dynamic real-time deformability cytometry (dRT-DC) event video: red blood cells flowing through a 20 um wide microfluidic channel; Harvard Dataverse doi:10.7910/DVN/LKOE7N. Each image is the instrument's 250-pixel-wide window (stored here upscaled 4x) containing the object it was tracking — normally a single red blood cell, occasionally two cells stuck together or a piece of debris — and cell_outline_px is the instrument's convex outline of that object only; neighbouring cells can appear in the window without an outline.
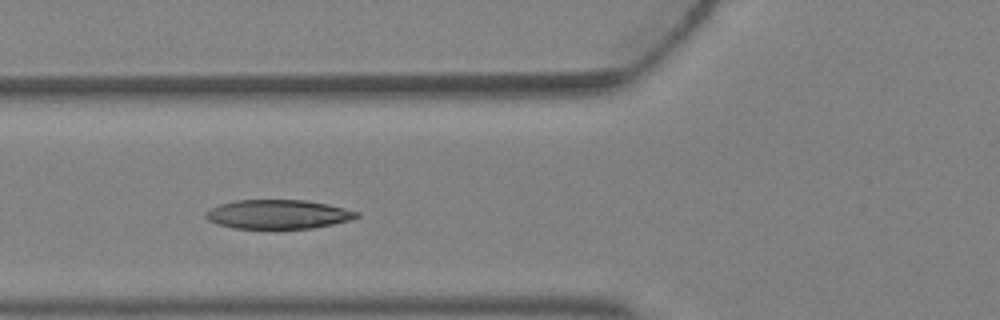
{"species": "Egyptian fruit bat (a non-hibernating species)", "species_latin": "Rousettus aegyptiacus", "temperature_condition": "warm", "stored_images_in_passage": 2, "camera_frame_rate_fps": 3000, "um_per_image_px": 0.085, "animal": {"sex": "female"}, "frame": {"image": 1, "passage_image": 2, "time_ms": 0.333, "image_size_px": [1000, 320], "cell_outline_px": [[360, 216], [352, 220], [312, 228], [232, 228], [208, 220], [204, 216], [204, 212], [220, 204], [236, 200], [304, 200], [328, 204], [360, 212]], "centroid_in_image_um": [23.66, 18.21], "position_along_channel_um": 102.1, "area_um2": 25.49}}